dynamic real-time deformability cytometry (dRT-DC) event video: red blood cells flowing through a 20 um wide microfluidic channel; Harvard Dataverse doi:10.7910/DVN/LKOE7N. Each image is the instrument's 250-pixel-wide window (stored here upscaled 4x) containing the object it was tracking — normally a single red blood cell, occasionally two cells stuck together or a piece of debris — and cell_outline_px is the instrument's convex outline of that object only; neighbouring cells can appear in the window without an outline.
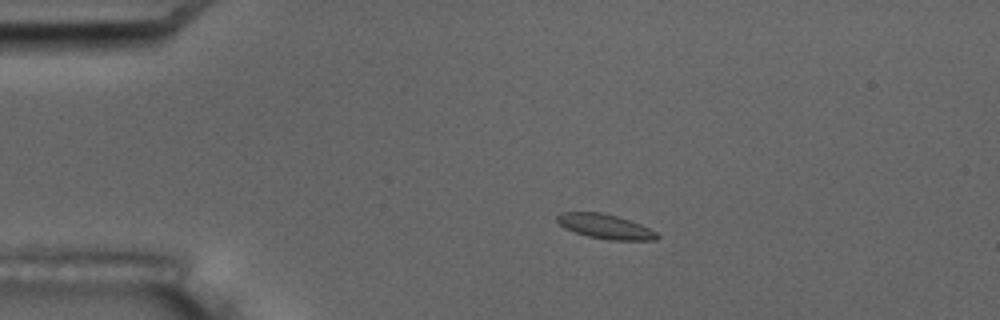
{"species": "common noctule bat (a hibernating species)", "species_latin": "Nyctalus noctula", "temperature_condition": "room temperature", "stored_images_in_passage": 16, "camera_frame_rate_fps": 3000, "um_per_image_px": 0.085, "animal": {"sex": "male", "body_mass_g": 17.5, "forearm_length_mm": 52.3}, "frame": {"image": 1, "passage_image": 3, "time_ms": 3.0, "image_size_px": [1000, 320], "cell_outline_px": [[660, 236], [656, 240], [612, 240], [588, 236], [564, 228], [556, 220], [556, 216], [560, 212], [600, 212], [616, 216], [640, 224], [656, 232]], "centroid_in_image_um": [51.43, 19.24], "position_along_channel_um": 33.6, "area_um2": 14.16}}
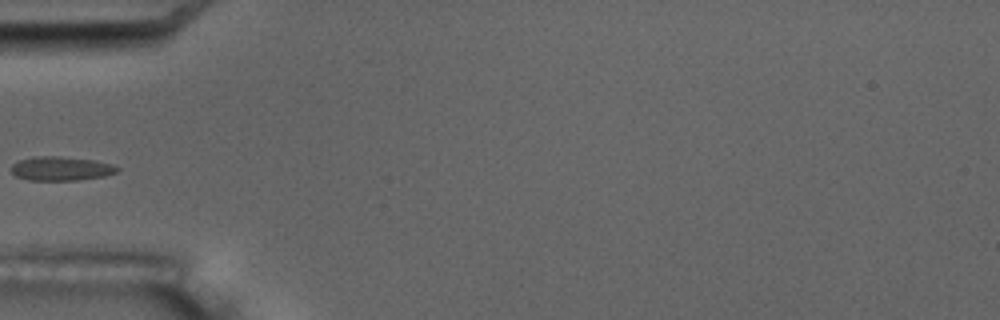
{"frame": {"image": 2, "passage_image": 5, "time_ms": 5.667, "image_size_px": [1000, 320], "cell_outline_px": [[120, 168], [116, 172], [104, 176], [80, 180], [28, 180], [16, 176], [12, 172], [12, 164], [20, 160], [32, 156], [60, 156], [92, 160], [108, 164]], "centroid_in_image_um": [5.15, 14.33], "position_along_channel_um": 79.9, "area_um2": 14.68}}